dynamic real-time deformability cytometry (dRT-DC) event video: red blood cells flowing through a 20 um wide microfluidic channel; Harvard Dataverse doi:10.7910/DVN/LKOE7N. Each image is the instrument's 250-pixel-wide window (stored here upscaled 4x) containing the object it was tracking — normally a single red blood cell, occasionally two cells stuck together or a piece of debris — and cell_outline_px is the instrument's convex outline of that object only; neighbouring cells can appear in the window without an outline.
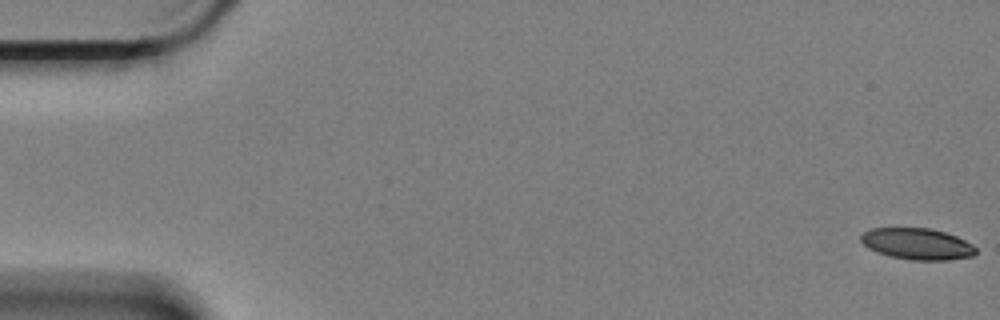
{"species": "Egyptian fruit bat (a non-hibernating species)", "species_latin": "Rousettus aegyptiacus", "temperature_condition": "cold", "stored_images_in_passage": 7, "segment_of_instrument_passage": [1, 2], "camera_frame_rate_fps": 3000, "um_per_image_px": 0.085, "animal": {"sex": "female"}, "frame": {"image": 1, "passage_image": 1, "time_ms": 0.0, "image_size_px": [1000, 320], "cell_outline_px": [[976, 252], [972, 256], [948, 260], [912, 260], [892, 256], [876, 252], [868, 248], [860, 240], [860, 236], [864, 232], [872, 228], [928, 228], [944, 232], [956, 236], [972, 244], [976, 248]], "centroid_in_image_um": [77.95, 20.73], "position_along_channel_um": 7.0, "area_um2": 20.87}}
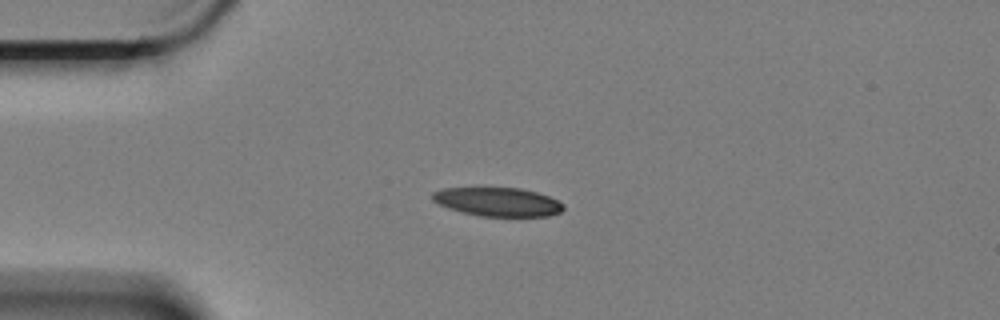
{"frame": {"image": 2, "passage_image": 5, "time_ms": 1.333, "image_size_px": [1000, 320], "cell_outline_px": [[564, 208], [560, 212], [548, 216], [480, 216], [448, 208], [432, 200], [432, 192], [444, 188], [520, 188], [536, 192], [548, 196], [564, 204]], "centroid_in_image_um": [42.31, 17.16], "position_along_channel_um": 42.7, "area_um2": 21.73}}